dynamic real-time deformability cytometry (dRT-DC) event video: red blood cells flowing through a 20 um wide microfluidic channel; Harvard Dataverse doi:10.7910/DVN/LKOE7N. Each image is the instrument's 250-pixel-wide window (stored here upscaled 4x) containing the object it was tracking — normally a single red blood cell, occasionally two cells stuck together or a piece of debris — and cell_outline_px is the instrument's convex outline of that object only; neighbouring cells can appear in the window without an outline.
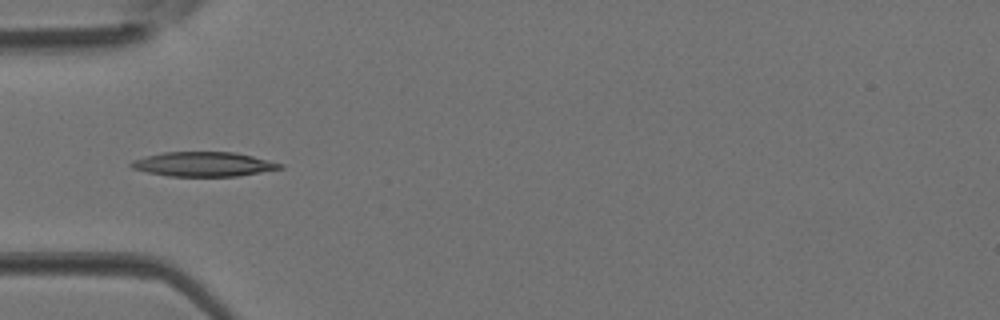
{"species": "Egyptian fruit bat (a non-hibernating species)", "species_latin": "Rousettus aegyptiacus", "temperature_condition": "room temperature", "stored_images_in_passage": 3, "camera_frame_rate_fps": 3000, "um_per_image_px": 0.085, "animal": {"sex": "female"}, "frame": {"image": 1, "passage_image": 3, "time_ms": 0.667, "image_size_px": [1000, 320], "cell_outline_px": [[284, 168], [236, 176], [168, 176], [148, 172], [132, 168], [128, 164], [132, 160], [144, 156], [164, 152], [236, 152], [284, 164]], "centroid_in_image_um": [17.28, 13.95], "position_along_channel_um": 67.7, "area_um2": 21.21}}